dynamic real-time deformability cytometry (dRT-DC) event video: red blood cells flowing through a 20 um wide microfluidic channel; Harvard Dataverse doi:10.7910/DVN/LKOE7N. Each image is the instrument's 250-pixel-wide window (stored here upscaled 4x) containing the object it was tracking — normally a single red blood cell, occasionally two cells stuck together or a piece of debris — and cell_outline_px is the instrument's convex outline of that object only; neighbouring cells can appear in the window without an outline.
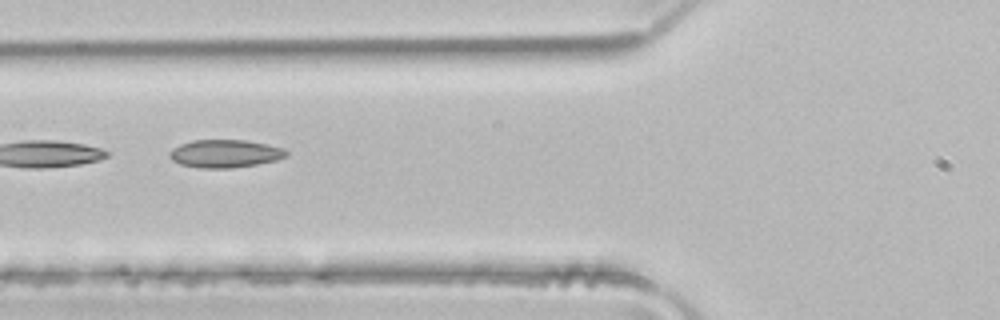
{"species": "common noctule bat (a hibernating species)", "species_latin": "Nyctalus noctula", "temperature_condition": "room temperature", "stored_images_in_passage": 3, "camera_frame_rate_fps": 3000, "um_per_image_px": 0.085, "animal": {"sex": "male", "body_mass_g": 21.5, "forearm_length_mm": 52.0}, "frame": {"image": 1, "passage_image": 3, "time_ms": 0.667, "image_size_px": [1000, 320], "cell_outline_px": [[288, 156], [276, 160], [256, 164], [232, 168], [200, 168], [180, 164], [172, 160], [168, 156], [168, 152], [172, 148], [180, 144], [192, 140], [244, 140], [268, 144], [284, 148], [288, 152]], "centroid_in_image_um": [19.11, 13.05], "position_along_channel_um": 106.7, "area_um2": 19.13}}